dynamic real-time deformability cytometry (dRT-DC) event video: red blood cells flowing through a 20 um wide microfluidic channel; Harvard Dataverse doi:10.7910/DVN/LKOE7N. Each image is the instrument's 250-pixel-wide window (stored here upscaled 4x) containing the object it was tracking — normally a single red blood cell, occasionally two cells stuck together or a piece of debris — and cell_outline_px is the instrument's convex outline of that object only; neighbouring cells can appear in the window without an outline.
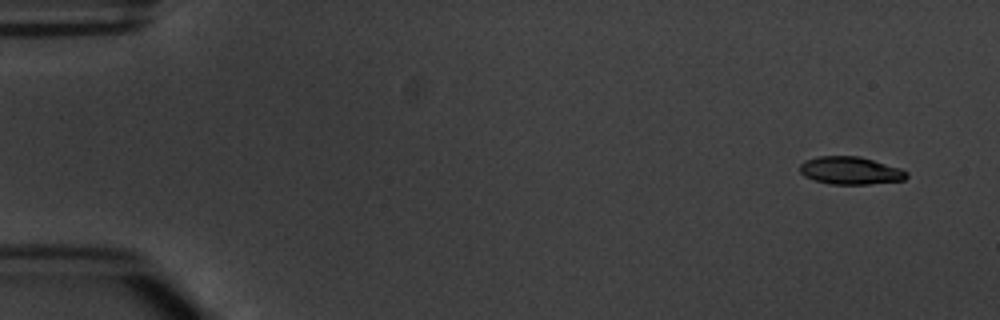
{"species": "common noctule bat (a hibernating species)", "species_latin": "Nyctalus noctula", "temperature_condition": "warm", "stored_images_in_passage": 7, "camera_frame_rate_fps": 3000, "um_per_image_px": 0.085, "animal": {"sex": "male", "body_mass_g": 20.1, "forearm_length_mm": 53.5}, "frame": {"image": 1, "passage_image": 1, "time_ms": 0.0, "image_size_px": [1000, 320], "cell_outline_px": [[908, 176], [904, 180], [868, 184], [832, 184], [816, 180], [804, 176], [800, 172], [800, 164], [808, 160], [820, 156], [860, 156], [900, 168], [908, 172]], "centroid_in_image_um": [72.31, 14.5], "position_along_channel_um": 12.7, "area_um2": 17.05}}
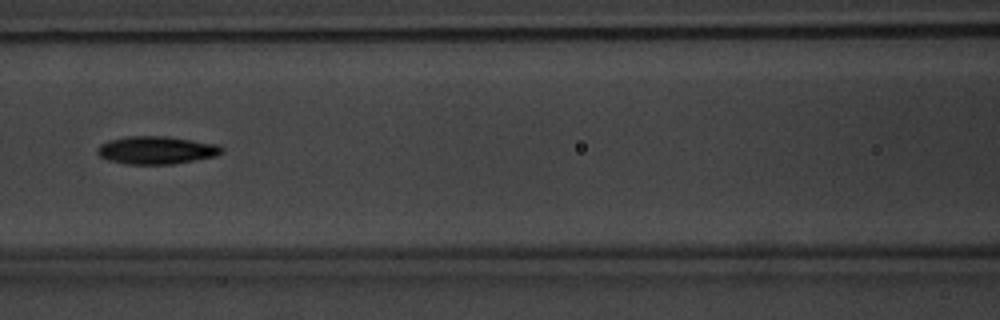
{"frame": {"image": 2, "passage_image": 7, "time_ms": 7.0, "image_size_px": [1000, 320], "cell_outline_px": [[224, 152], [216, 156], [172, 164], [128, 164], [108, 160], [100, 156], [96, 152], [96, 148], [100, 144], [108, 140], [128, 136], [168, 136], [220, 144], [224, 148]], "centroid_in_image_um": [13.32, 12.75], "position_along_channel_um": 153.3, "area_um2": 20.4}}